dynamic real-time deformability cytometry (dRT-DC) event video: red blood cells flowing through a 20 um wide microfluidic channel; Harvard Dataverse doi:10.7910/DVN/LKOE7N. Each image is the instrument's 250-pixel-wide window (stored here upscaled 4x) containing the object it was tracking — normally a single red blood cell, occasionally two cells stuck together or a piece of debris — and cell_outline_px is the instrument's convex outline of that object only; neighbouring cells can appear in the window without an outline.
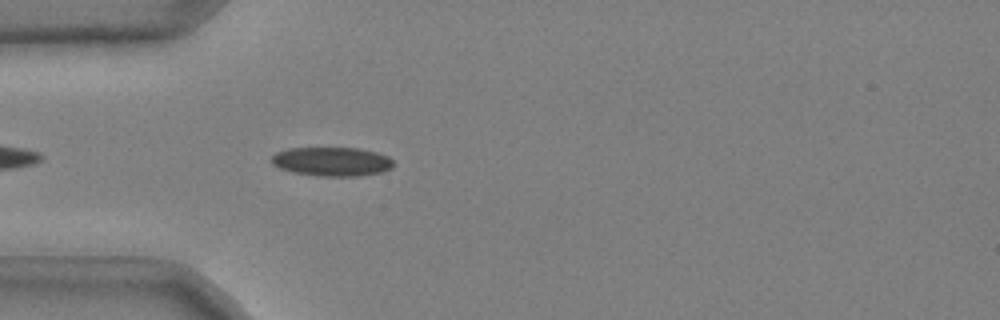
{"species": "common noctule bat (a hibernating species)", "species_latin": "Nyctalus noctula", "temperature_condition": "cold", "stored_images_in_passage": 11, "camera_frame_rate_fps": 3000, "um_per_image_px": 0.085, "animal": {"sex": "male", "body_mass_g": 20.4}, "frame": {"image": 1, "passage_image": 4, "time_ms": 1.0, "image_size_px": [1000, 320], "cell_outline_px": [[392, 168], [384, 172], [360, 176], [316, 176], [292, 172], [280, 168], [272, 164], [272, 156], [276, 152], [288, 148], [360, 148], [376, 152], [388, 156], [392, 160]], "centroid_in_image_um": [28.22, 13.74], "position_along_channel_um": 56.8, "area_um2": 20.75}}
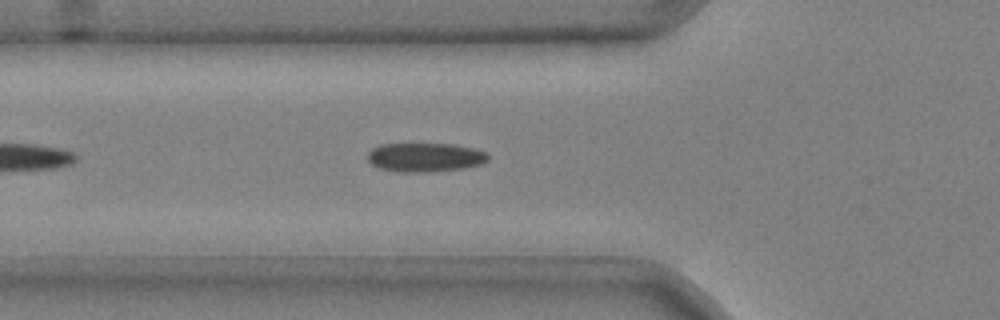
{"frame": {"image": 2, "passage_image": 7, "time_ms": 2.0, "image_size_px": [1000, 320], "cell_outline_px": [[488, 160], [480, 164], [464, 168], [432, 172], [400, 172], [380, 168], [372, 164], [368, 160], [368, 152], [372, 148], [380, 144], [452, 144], [472, 148], [488, 152]], "centroid_in_image_um": [36.13, 13.37], "position_along_channel_um": 89.7, "area_um2": 20.35}}
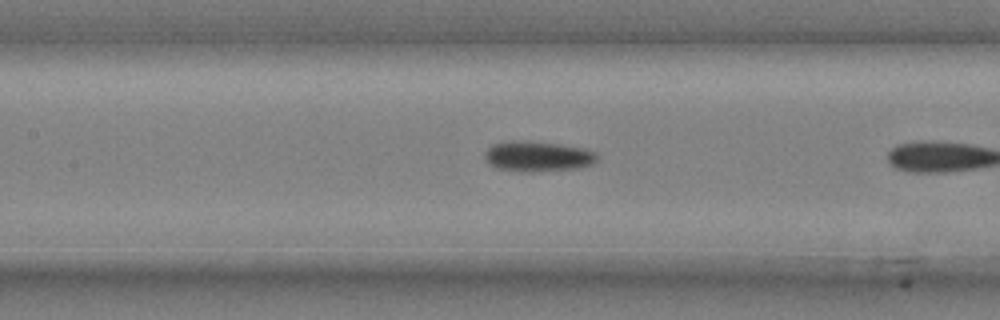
{"frame": {"image": 3, "passage_image": 10, "time_ms": 3.0, "image_size_px": [1000, 320], "cell_outline_px": [[600, 156], [592, 164], [580, 168], [532, 172], [520, 172], [496, 168], [488, 164], [484, 160], [484, 152], [492, 144], [512, 140], [524, 140], [560, 144], [584, 148], [596, 152]], "centroid_in_image_um": [45.69, 13.29], "position_along_channel_um": 161.7, "area_um2": 20.35}}